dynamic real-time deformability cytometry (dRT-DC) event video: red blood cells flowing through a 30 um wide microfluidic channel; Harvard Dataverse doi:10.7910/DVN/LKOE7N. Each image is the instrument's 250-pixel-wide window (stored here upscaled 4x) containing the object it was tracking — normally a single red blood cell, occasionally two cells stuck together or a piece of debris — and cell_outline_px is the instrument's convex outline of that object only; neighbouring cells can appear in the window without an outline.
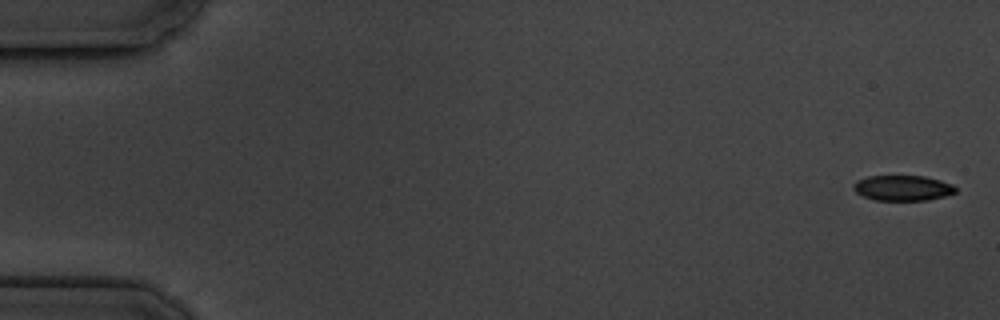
{"species": "common noctule bat (a hibernating species)", "species_latin": "Nyctalus noctula", "temperature_condition": "cold", "stored_images_in_passage": 7, "camera_frame_rate_fps": 3000, "um_per_image_px": 0.085, "animal": {"sex": "male", "body_mass_g": 19.5, "forearm_length_mm": 54.6}, "frame": {"image": 1, "passage_image": 1, "time_ms": 0.0, "image_size_px": [1000, 320], "cell_outline_px": [[956, 192], [944, 196], [928, 200], [876, 200], [864, 196], [856, 192], [852, 188], [852, 184], [856, 180], [868, 176], [924, 176], [940, 180], [952, 184], [956, 188]], "centroid_in_image_um": [76.71, 15.97], "position_along_channel_um": 8.3, "area_um2": 15.09}}
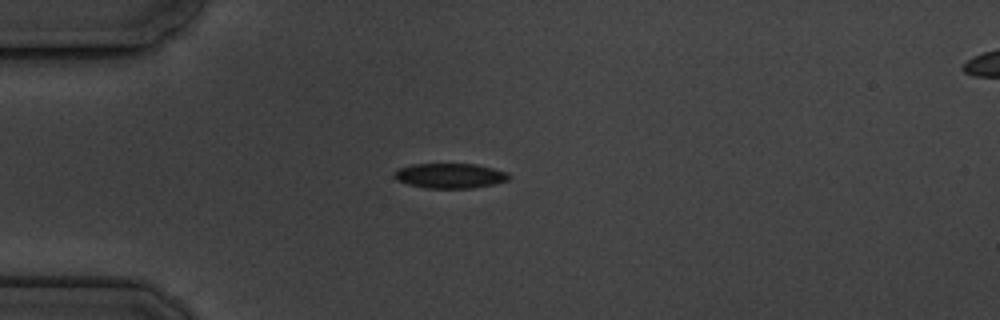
{"frame": {"image": 2, "passage_image": 5, "time_ms": 4.667, "image_size_px": [1000, 320], "cell_outline_px": [[508, 180], [492, 184], [472, 188], [424, 188], [408, 184], [396, 180], [392, 176], [400, 168], [412, 164], [476, 164], [508, 172]], "centroid_in_image_um": [38.22, 14.94], "position_along_channel_um": 46.8, "area_um2": 16.53}}